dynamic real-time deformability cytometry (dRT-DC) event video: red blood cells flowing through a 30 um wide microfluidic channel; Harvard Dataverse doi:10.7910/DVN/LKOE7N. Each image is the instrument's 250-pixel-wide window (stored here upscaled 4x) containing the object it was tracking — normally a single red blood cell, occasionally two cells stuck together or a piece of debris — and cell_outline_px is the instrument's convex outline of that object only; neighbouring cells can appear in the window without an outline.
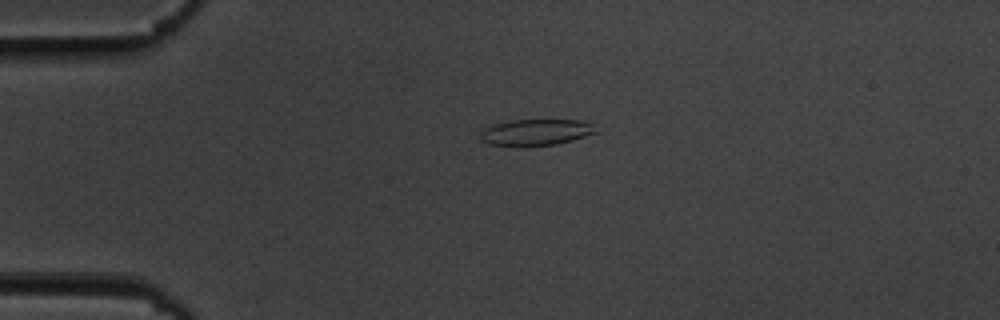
{"species": "common noctule bat (a hibernating species)", "species_latin": "Nyctalus noctula", "temperature_condition": "cold", "stored_images_in_passage": 49, "camera_frame_rate_fps": 3000, "um_per_image_px": 0.085, "animal": {"sex": "male", "body_mass_g": 19.5, "forearm_length_mm": 54.6}, "frame": {"image": 1, "passage_image": 7, "time_ms": 2.0, "image_size_px": [1000, 320], "cell_outline_px": [[596, 132], [572, 140], [556, 144], [524, 148], [516, 148], [488, 144], [480, 140], [480, 132], [484, 128], [492, 124], [512, 120], [580, 120], [592, 124]], "centroid_in_image_um": [45.44, 11.28], "position_along_channel_um": 39.6, "area_um2": 18.15}}
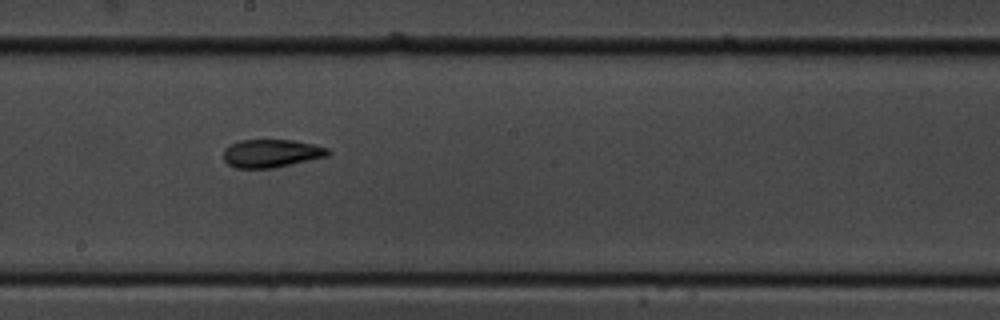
{"frame": {"image": 2, "passage_image": 25, "time_ms": 8.0, "image_size_px": [1000, 320], "cell_outline_px": [[332, 152], [328, 156], [272, 168], [236, 168], [228, 164], [224, 160], [224, 148], [240, 140], [292, 140], [312, 144], [328, 148]], "centroid_in_image_um": [23.07, 13.03], "position_along_channel_um": 225.1, "area_um2": 16.99}}
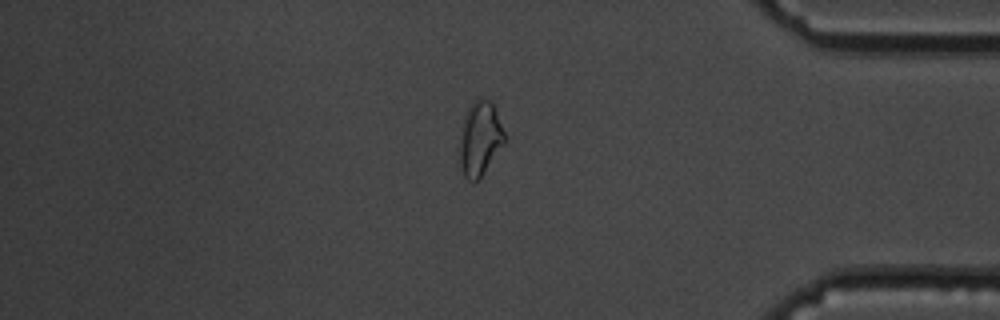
{"frame": {"image": 3, "passage_image": 41, "time_ms": 13.333, "image_size_px": [1000, 320], "cell_outline_px": [[508, 140], [480, 176], [476, 180], [468, 180], [464, 176], [460, 168], [460, 144], [464, 116], [472, 100], [476, 96], [492, 100], [508, 136]], "centroid_in_image_um": [40.85, 11.7], "position_along_channel_um": 394.3, "area_um2": 19.83}, "authors_computed_cell_mechanics": {"area_um2": 17.8602, "velocity_mm_per_s": 3.6269, "shape_relaxation_time_tau1_ms": 8.3687, "shape_relaxation_time_tau2_ms": 3.0788, "deformation_change_tau1": 0.1896, "deformation_change_tau2": 0.0913}}